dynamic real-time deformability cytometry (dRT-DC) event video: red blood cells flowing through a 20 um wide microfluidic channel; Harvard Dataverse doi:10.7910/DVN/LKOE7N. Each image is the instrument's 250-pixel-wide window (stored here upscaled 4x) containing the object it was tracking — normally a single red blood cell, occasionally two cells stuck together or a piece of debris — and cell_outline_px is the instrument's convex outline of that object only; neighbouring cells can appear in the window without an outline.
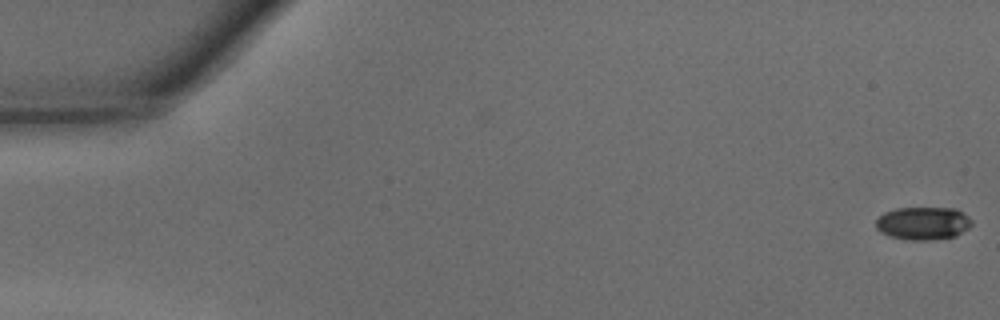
{"species": "common noctule bat (a hibernating species)", "species_latin": "Nyctalus noctula", "temperature_condition": "warm", "stored_images_in_passage": 47, "camera_frame_rate_fps": 3000, "um_per_image_px": 0.085, "animal": {"sex": "male", "body_mass_g": 15.6}, "frame": {"image": 1, "passage_image": 1, "time_ms": 0.0, "image_size_px": [1000, 320], "cell_outline_px": [[972, 224], [968, 228], [956, 236], [932, 240], [904, 240], [888, 236], [880, 232], [876, 228], [876, 220], [884, 212], [896, 208], [956, 208], [968, 216], [972, 220]], "centroid_in_image_um": [78.45, 18.98], "position_along_channel_um": 6.6, "area_um2": 18.61}}
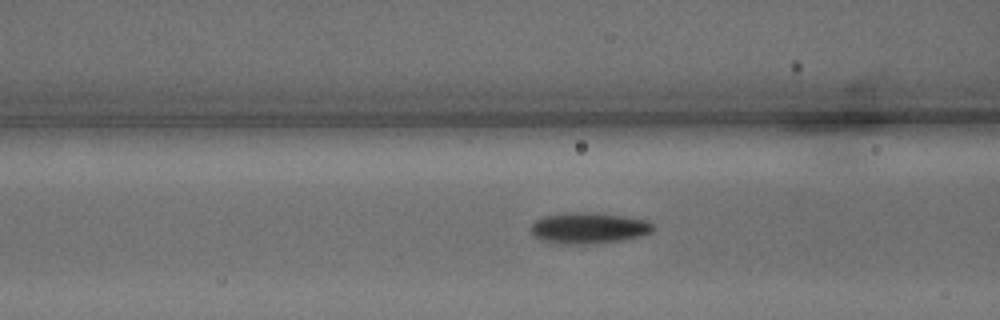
{"frame": {"image": 2, "passage_image": 19, "time_ms": 6.0, "image_size_px": [1000, 320], "cell_outline_px": [[656, 228], [652, 232], [640, 236], [620, 240], [592, 244], [552, 244], [536, 240], [532, 236], [528, 228], [536, 220], [544, 216], [568, 212], [596, 212], [624, 216], [648, 220], [656, 224]], "centroid_in_image_um": [49.99, 19.39], "position_along_channel_um": 116.6, "area_um2": 22.89}}
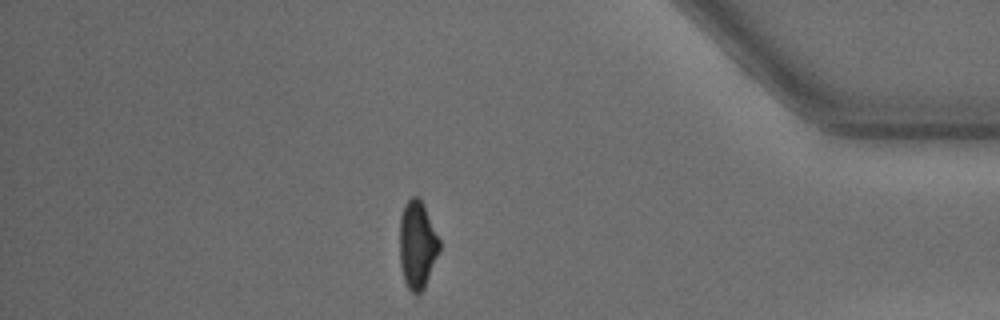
{"frame": {"image": 3, "passage_image": 41, "time_ms": 13.333, "image_size_px": [1000, 320], "cell_outline_px": [[440, 248], [424, 288], [416, 296], [408, 288], [404, 280], [400, 264], [400, 216], [404, 204], [412, 196], [416, 196], [424, 204], [440, 240]], "centroid_in_image_um": [35.46, 20.79], "position_along_channel_um": 399.7, "area_um2": 20.29}, "authors_computed_cell_mechanics": {"area_um2": 20.7502, "velocity_mm_per_s": 4.3332, "shape_relaxation_time_tau1_ms": 2.4915, "shape_relaxation_time_tau2_ms": 3.1673, "deformation_change_tau1": 0.1399, "deformation_change_tau2": 0.0865}}